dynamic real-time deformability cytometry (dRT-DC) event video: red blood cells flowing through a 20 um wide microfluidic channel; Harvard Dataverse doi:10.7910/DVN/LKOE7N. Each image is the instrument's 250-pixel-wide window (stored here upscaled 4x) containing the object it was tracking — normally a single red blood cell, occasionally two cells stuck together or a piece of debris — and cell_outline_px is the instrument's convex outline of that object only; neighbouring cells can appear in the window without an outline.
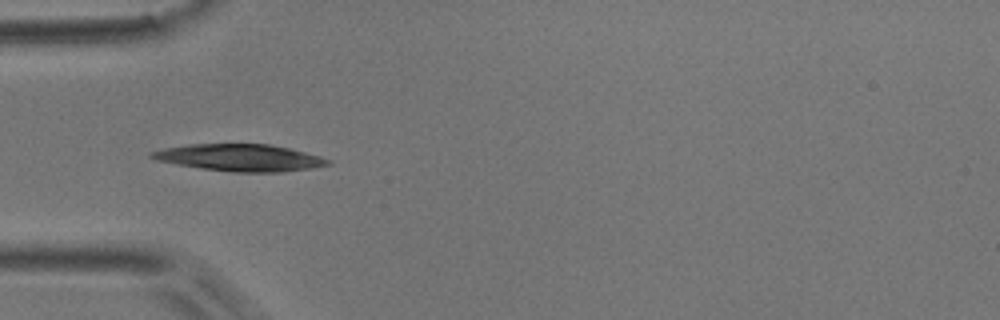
{"species": "common noctule bat (a hibernating species)", "species_latin": "Nyctalus noctula", "temperature_condition": "room temperature", "stored_images_in_passage": 10, "camera_frame_rate_fps": 3000, "um_per_image_px": 0.085, "animal": {"sex": "male", "body_mass_g": 17.9}, "frame": {"image": 1, "passage_image": 1, "time_ms": 0.0, "image_size_px": [1000, 320], "cell_outline_px": [[332, 164], [284, 172], [232, 172], [200, 168], [176, 164], [156, 160], [148, 156], [148, 152], [164, 148], [188, 144], [272, 144], [320, 156], [332, 160]], "centroid_in_image_um": [20.36, 13.4], "position_along_channel_um": 64.6, "area_um2": 27.74}}
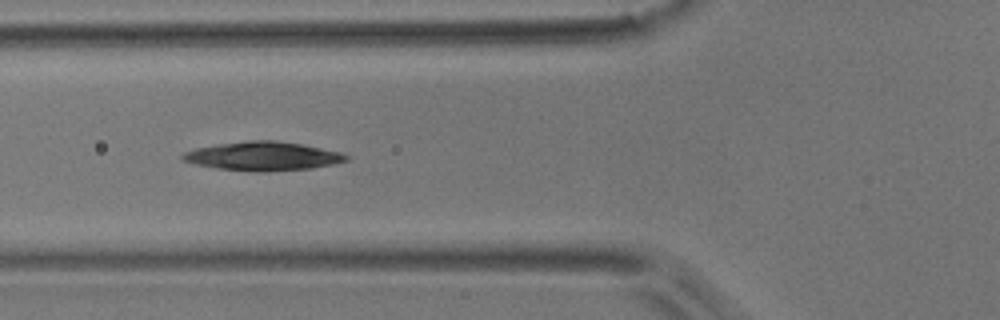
{"frame": {"image": 2, "passage_image": 4, "time_ms": 1.0, "image_size_px": [1000, 320], "cell_outline_px": [[352, 156], [348, 160], [332, 164], [312, 168], [256, 172], [216, 168], [196, 164], [180, 160], [180, 156], [184, 152], [196, 148], [216, 144], [248, 140], [276, 140], [300, 144], [340, 152]], "centroid_in_image_um": [22.32, 13.27], "position_along_channel_um": 103.5, "area_um2": 27.46}}
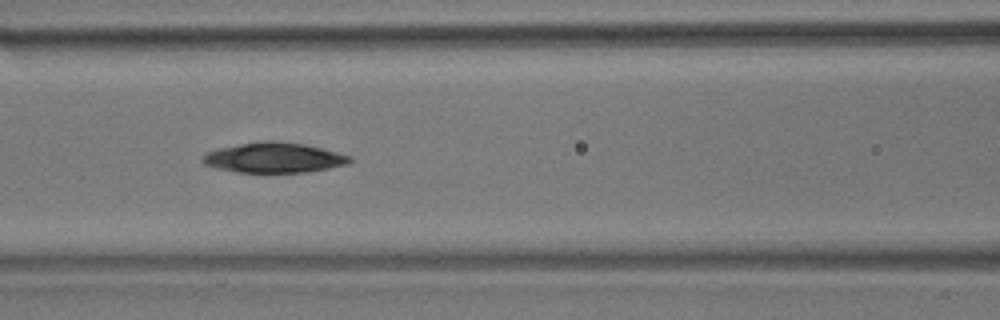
{"frame": {"image": 3, "passage_image": 7, "time_ms": 2.0, "image_size_px": [1000, 320], "cell_outline_px": [[352, 160], [348, 164], [308, 172], [236, 172], [216, 168], [204, 164], [200, 160], [208, 152], [220, 148], [240, 144], [268, 140], [272, 140], [304, 144], [352, 156]], "centroid_in_image_um": [23.29, 13.41], "position_along_channel_um": 143.3, "area_um2": 25.61}}